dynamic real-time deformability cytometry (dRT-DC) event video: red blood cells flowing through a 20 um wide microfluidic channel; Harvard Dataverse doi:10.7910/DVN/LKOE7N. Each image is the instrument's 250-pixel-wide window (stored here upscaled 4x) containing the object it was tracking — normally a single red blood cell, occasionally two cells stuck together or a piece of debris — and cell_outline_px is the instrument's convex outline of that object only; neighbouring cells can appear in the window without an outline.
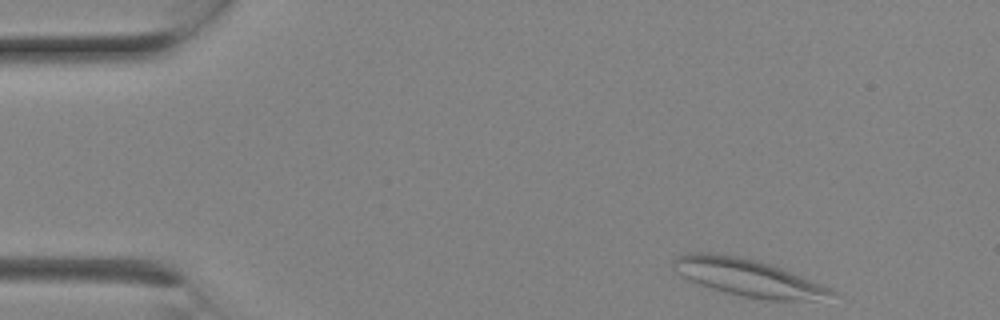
{"species": "Egyptian fruit bat (a non-hibernating species)", "species_latin": "Rousettus aegyptiacus", "temperature_condition": "room temperature", "stored_images_in_passage": 9, "camera_frame_rate_fps": 3000, "um_per_image_px": 0.085, "animal": {"sex": "female"}, "frame": {"image": 1, "passage_image": 1, "time_ms": 0.0, "image_size_px": [1000, 320], "cell_outline_px": [[840, 296], [812, 300], [768, 300], [740, 296], [712, 288], [700, 284], [676, 272], [672, 268], [672, 260], [676, 256], [688, 252], [712, 252], [736, 256], [756, 260], [772, 264], [784, 268], [820, 284], [836, 292]], "centroid_in_image_um": [63.59, 23.58], "position_along_channel_um": 21.4, "area_um2": 34.39}}
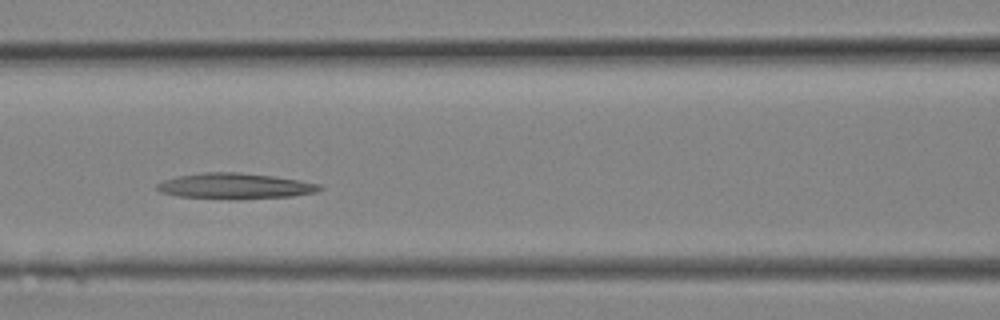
{"frame": {"image": 2, "passage_image": 8, "time_ms": 2.333, "image_size_px": [1000, 320], "cell_outline_px": [[324, 188], [316, 192], [292, 196], [236, 200], [232, 200], [176, 196], [160, 192], [156, 188], [156, 184], [164, 180], [176, 176], [204, 172], [240, 172], [272, 176], [300, 180], [320, 184]], "centroid_in_image_um": [19.96, 15.82], "position_along_channel_um": 146.6, "area_um2": 24.74}}
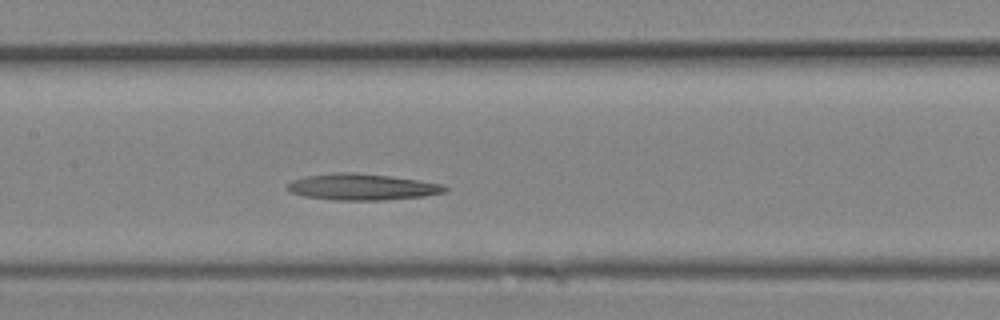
{"frame": {"image": 3, "passage_image": 9, "time_ms": 2.667, "image_size_px": [1000, 320], "cell_outline_px": [[448, 188], [444, 192], [424, 196], [384, 200], [336, 200], [304, 196], [292, 192], [284, 188], [292, 180], [304, 176], [336, 172], [348, 172], [392, 176], [440, 184]], "centroid_in_image_um": [30.72, 15.89], "position_along_channel_um": 176.7, "area_um2": 23.99}}